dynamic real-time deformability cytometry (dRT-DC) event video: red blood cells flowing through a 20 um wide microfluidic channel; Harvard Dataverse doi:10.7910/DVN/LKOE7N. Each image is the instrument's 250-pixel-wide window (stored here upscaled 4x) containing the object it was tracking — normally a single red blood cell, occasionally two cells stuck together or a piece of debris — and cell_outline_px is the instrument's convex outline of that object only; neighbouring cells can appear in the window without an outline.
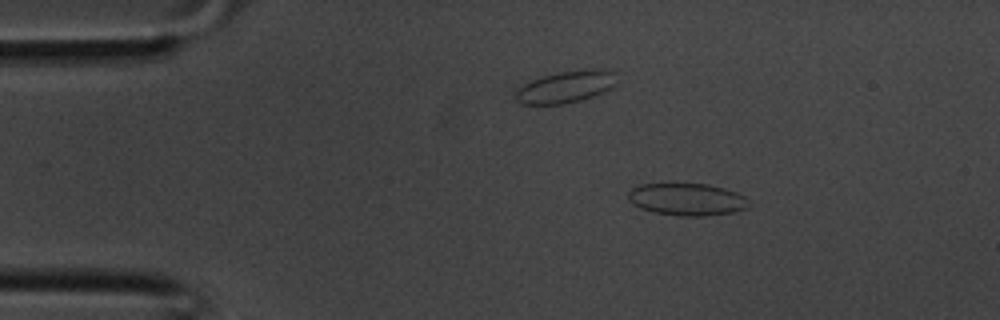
{"species": "common noctule bat (a hibernating species)", "species_latin": "Nyctalus noctula", "temperature_condition": "room temperature", "stored_images_in_passage": 31, "camera_frame_rate_fps": 3000, "um_per_image_px": 0.085, "animal": {"sex": "male", "body_mass_g": 20.1, "forearm_length_mm": 53.5}, "frame": {"image": 1, "passage_image": 1, "time_ms": 0.0, "image_size_px": [1000, 320], "cell_outline_px": [[752, 200], [748, 208], [736, 212], [704, 216], [680, 216], [656, 212], [640, 208], [632, 204], [628, 200], [628, 192], [632, 188], [640, 184], [708, 184], [724, 188], [736, 192]], "centroid_in_image_um": [58.44, 16.95], "position_along_channel_um": 26.6, "area_um2": 22.89}}
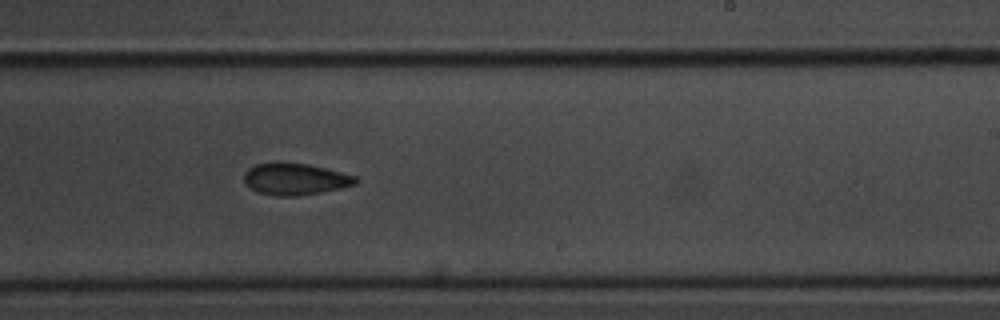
{"frame": {"image": 2, "passage_image": 17, "time_ms": 5.333, "image_size_px": [1000, 320], "cell_outline_px": [[360, 180], [356, 184], [340, 188], [320, 192], [296, 196], [276, 196], [256, 192], [244, 180], [244, 172], [248, 168], [256, 164], [276, 160], [280, 160], [308, 164], [356, 176]], "centroid_in_image_um": [25.06, 15.19], "position_along_channel_um": 263.9, "area_um2": 20.92}}
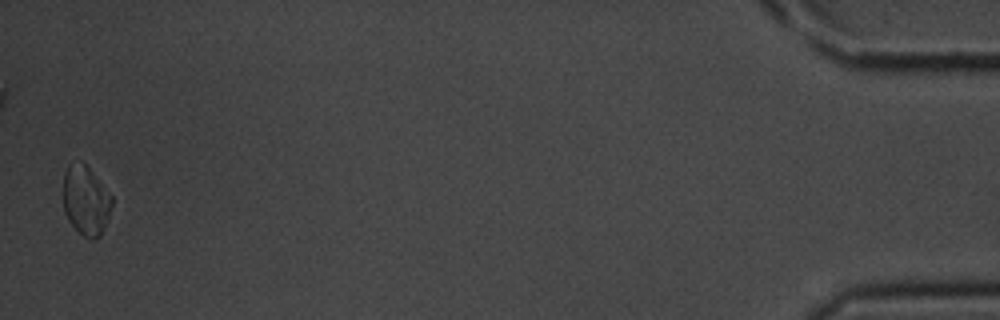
{"frame": {"image": 3, "passage_image": 31, "time_ms": 10.0, "image_size_px": [1000, 320], "cell_outline_px": [[112, 204], [108, 216], [100, 236], [84, 236], [68, 220], [64, 212], [64, 172], [68, 164], [80, 160], [88, 168], [112, 196]], "centroid_in_image_um": [7.27, 16.99], "position_along_channel_um": 427.9, "area_um2": 19.07}}